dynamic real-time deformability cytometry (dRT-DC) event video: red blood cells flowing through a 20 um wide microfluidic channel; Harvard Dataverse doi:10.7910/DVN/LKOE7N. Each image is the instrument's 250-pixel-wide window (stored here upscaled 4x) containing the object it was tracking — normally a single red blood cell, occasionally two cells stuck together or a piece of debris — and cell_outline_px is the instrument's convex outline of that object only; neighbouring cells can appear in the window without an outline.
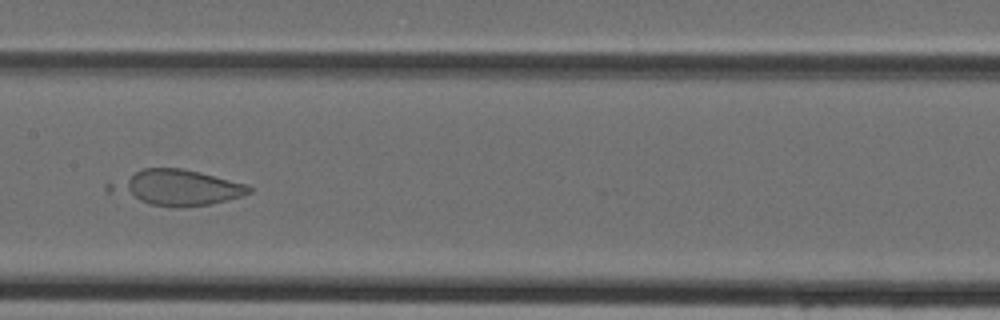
{"species": "Egyptian fruit bat (a non-hibernating species)", "species_latin": "Rousettus aegyptiacus", "temperature_condition": "cold", "stored_images_in_passage": 14, "camera_frame_rate_fps": 3000, "um_per_image_px": 0.085, "animal": {"sex": "female"}, "frame": {"image": 1, "passage_image": 10, "time_ms": 3.0, "image_size_px": [1000, 320], "cell_outline_px": [[252, 192], [244, 196], [212, 204], [180, 208], [176, 208], [152, 204], [108, 192], [104, 188], [104, 184], [144, 168], [180, 168], [200, 172], [248, 184], [252, 188]], "centroid_in_image_um": [15.03, 15.95], "position_along_channel_um": 192.4, "area_um2": 29.02}}
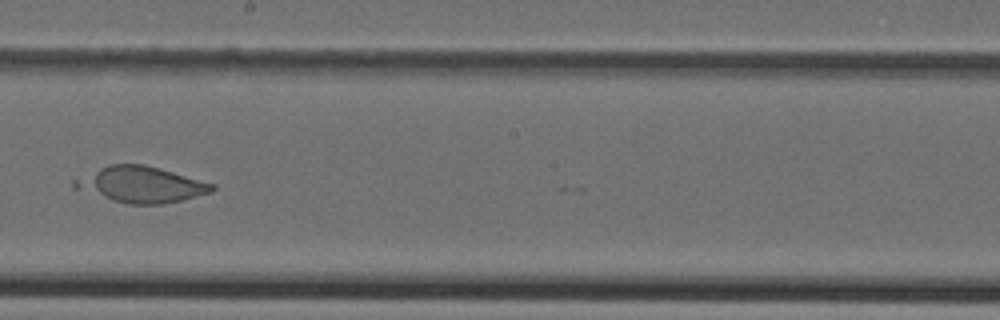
{"frame": {"image": 2, "passage_image": 13, "time_ms": 4.0, "image_size_px": [1000, 320], "cell_outline_px": [[216, 188], [212, 192], [180, 200], [160, 204], [128, 204], [112, 200], [72, 188], [72, 180], [108, 164], [144, 164], [216, 184]], "centroid_in_image_um": [11.96, 15.68], "position_along_channel_um": 236.2, "area_um2": 28.67}}